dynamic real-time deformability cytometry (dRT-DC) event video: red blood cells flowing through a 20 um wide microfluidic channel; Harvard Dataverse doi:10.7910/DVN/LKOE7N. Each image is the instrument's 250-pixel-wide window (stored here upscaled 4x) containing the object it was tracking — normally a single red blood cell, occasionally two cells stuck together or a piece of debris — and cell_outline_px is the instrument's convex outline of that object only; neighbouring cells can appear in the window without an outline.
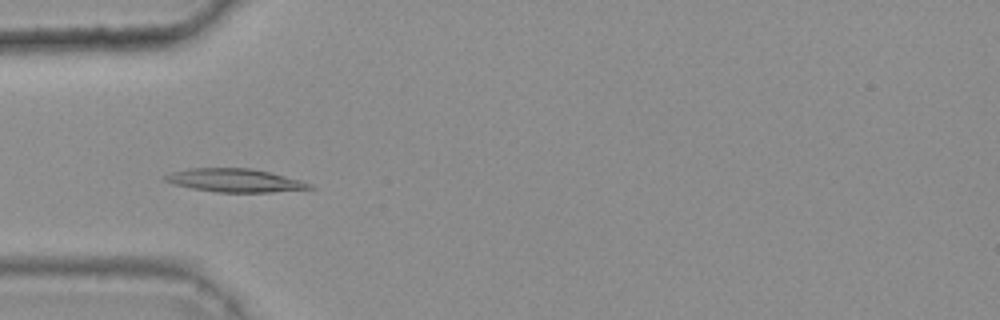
{"species": "common noctule bat (a hibernating species)", "species_latin": "Nyctalus noctula", "temperature_condition": "warm", "stored_images_in_passage": 45, "camera_frame_rate_fps": 3000, "um_per_image_px": 0.085, "animal": {"sex": "female", "body_mass_g": 25.1}, "frame": {"image": 1, "passage_image": 17, "time_ms": 5.333, "image_size_px": [1000, 320], "cell_outline_px": [[316, 188], [272, 192], [216, 192], [192, 188], [176, 184], [164, 180], [164, 176], [172, 172], [188, 168], [252, 168], [300, 180], [312, 184]], "centroid_in_image_um": [19.98, 15.33], "position_along_channel_um": 65.0, "area_um2": 19.42}}
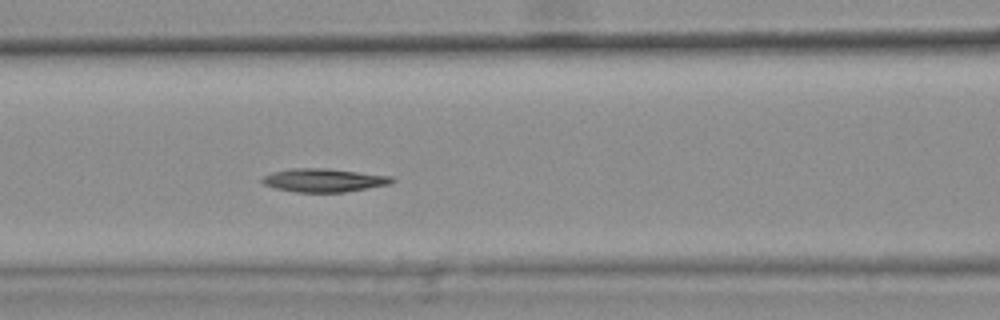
{"frame": {"image": 2, "passage_image": 23, "time_ms": 7.333, "image_size_px": [1000, 320], "cell_outline_px": [[396, 180], [392, 184], [344, 192], [296, 192], [276, 188], [264, 184], [260, 180], [264, 176], [272, 172], [296, 168], [328, 168], [392, 176]], "centroid_in_image_um": [27.57, 15.32], "position_along_channel_um": 139.0, "area_um2": 17.69}}
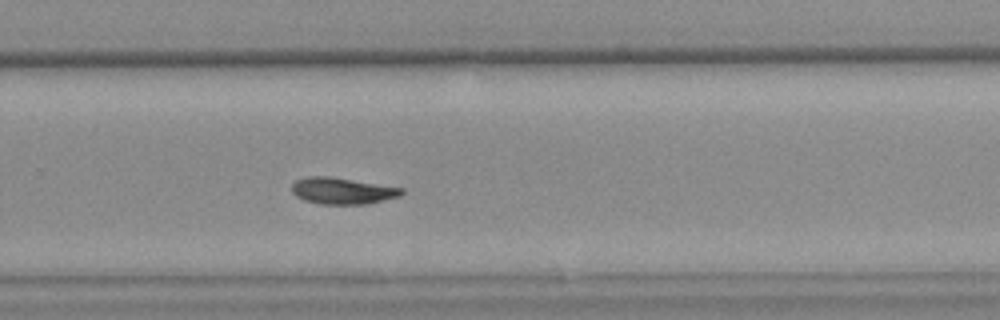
{"frame": {"image": 3, "passage_image": 36, "time_ms": 11.667, "image_size_px": [1000, 320], "cell_outline_px": [[404, 192], [400, 196], [368, 204], [320, 204], [304, 200], [296, 196], [292, 192], [292, 184], [296, 180], [308, 176], [332, 176], [404, 188]], "centroid_in_image_um": [29.11, 16.21], "position_along_channel_um": 300.7, "area_um2": 17.11}}